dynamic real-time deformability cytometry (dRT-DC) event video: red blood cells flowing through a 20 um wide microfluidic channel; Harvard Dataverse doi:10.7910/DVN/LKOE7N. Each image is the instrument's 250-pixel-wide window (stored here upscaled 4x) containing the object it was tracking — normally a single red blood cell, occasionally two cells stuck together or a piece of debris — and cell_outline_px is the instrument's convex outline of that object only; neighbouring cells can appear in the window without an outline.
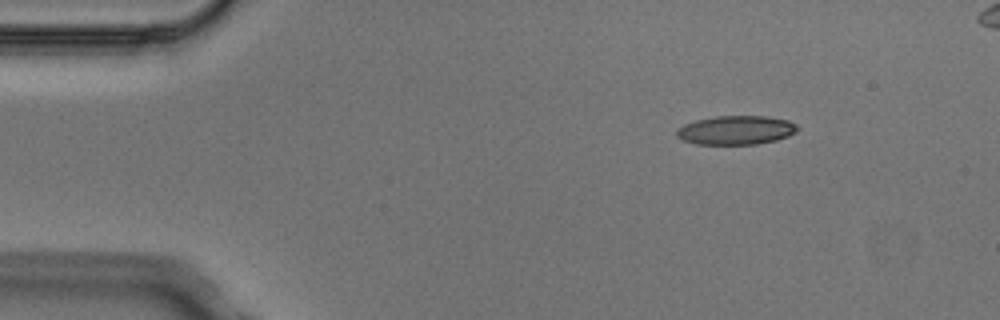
{"species": "Egyptian fruit bat (a non-hibernating species)", "species_latin": "Rousettus aegyptiacus", "temperature_condition": "cold", "stored_images_in_passage": 5, "camera_frame_rate_fps": 3000, "um_per_image_px": 0.085, "animal": {"sex": "male"}, "frame": {"image": 1, "passage_image": 2, "time_ms": 0.333, "image_size_px": [1000, 320], "cell_outline_px": [[800, 128], [796, 132], [788, 136], [776, 140], [756, 144], [696, 144], [680, 140], [676, 136], [676, 128], [684, 124], [696, 120], [716, 116], [768, 116], [788, 120], [796, 124]], "centroid_in_image_um": [62.54, 11.06], "position_along_channel_um": 22.5, "area_um2": 20.58}}